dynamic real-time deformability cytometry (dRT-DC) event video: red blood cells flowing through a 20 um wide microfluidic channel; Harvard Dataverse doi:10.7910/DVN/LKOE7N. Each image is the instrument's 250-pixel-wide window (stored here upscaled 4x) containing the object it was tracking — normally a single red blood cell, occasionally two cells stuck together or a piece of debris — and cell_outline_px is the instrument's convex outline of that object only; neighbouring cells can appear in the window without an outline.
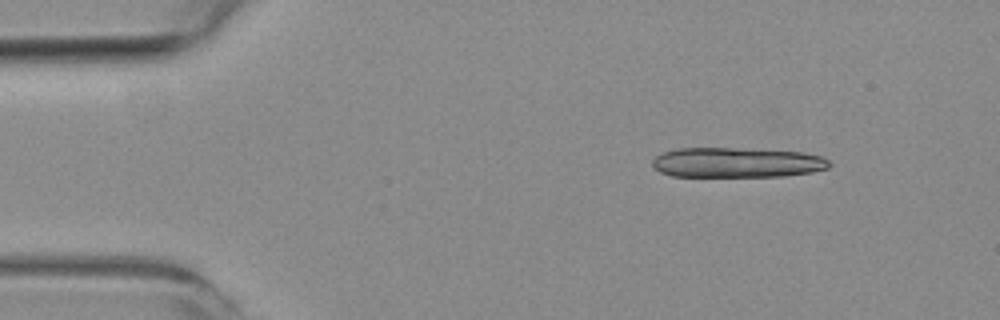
{"species": "common noctule bat (a hibernating species)", "species_latin": "Nyctalus noctula", "temperature_condition": "room temperature", "stored_images_in_passage": 7, "camera_frame_rate_fps": 3000, "um_per_image_px": 0.085, "animal": {"sex": "female", "body_mass_g": 19.3, "forearm_length_mm": 54.1}, "frame": {"image": 1, "passage_image": 2, "time_ms": 1.0, "image_size_px": [1000, 320], "cell_outline_px": [[832, 164], [828, 168], [812, 172], [784, 176], [672, 176], [660, 172], [652, 164], [652, 160], [656, 156], [664, 152], [680, 148], [736, 148], [804, 152], [820, 156], [828, 160]], "centroid_in_image_um": [62.65, 13.81], "position_along_channel_um": 22.3, "area_um2": 30.87}}
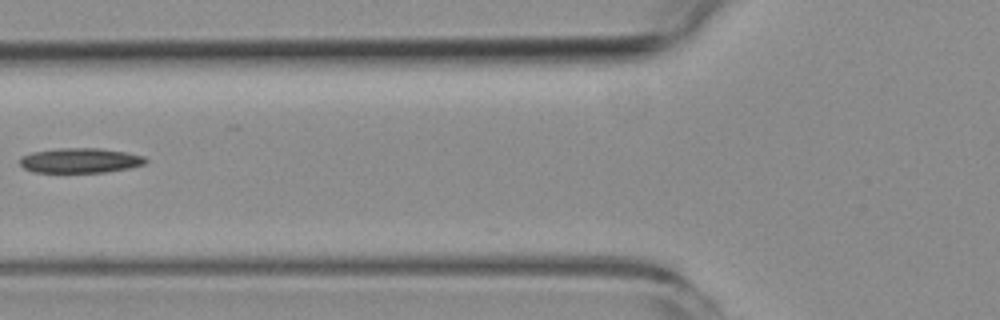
{"frame": {"image": 2, "passage_image": 6, "time_ms": 6.0, "image_size_px": [1000, 320], "cell_outline_px": [[148, 160], [144, 164], [128, 168], [104, 172], [32, 172], [24, 168], [20, 164], [20, 156], [32, 152], [60, 148], [100, 148], [124, 152], [144, 156]], "centroid_in_image_um": [6.79, 13.64], "position_along_channel_um": 119.0, "area_um2": 18.15}}
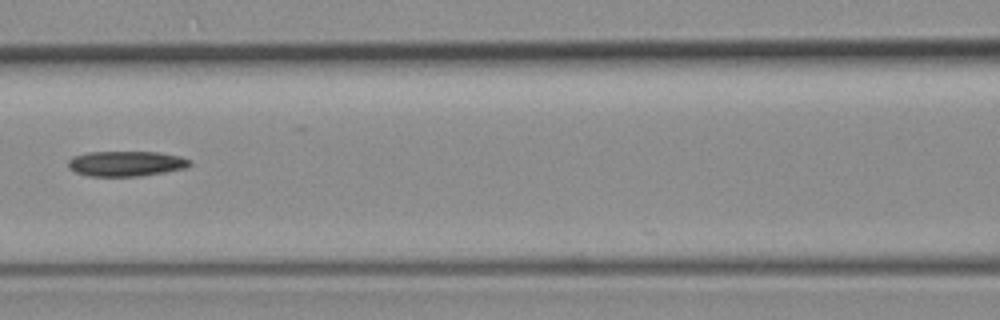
{"frame": {"image": 3, "passage_image": 7, "time_ms": 7.0, "image_size_px": [1000, 320], "cell_outline_px": [[192, 164], [188, 168], [140, 176], [88, 176], [76, 172], [68, 168], [68, 160], [72, 156], [88, 152], [160, 152], [180, 156], [192, 160]], "centroid_in_image_um": [10.74, 13.9], "position_along_channel_um": 155.9, "area_um2": 18.09}}